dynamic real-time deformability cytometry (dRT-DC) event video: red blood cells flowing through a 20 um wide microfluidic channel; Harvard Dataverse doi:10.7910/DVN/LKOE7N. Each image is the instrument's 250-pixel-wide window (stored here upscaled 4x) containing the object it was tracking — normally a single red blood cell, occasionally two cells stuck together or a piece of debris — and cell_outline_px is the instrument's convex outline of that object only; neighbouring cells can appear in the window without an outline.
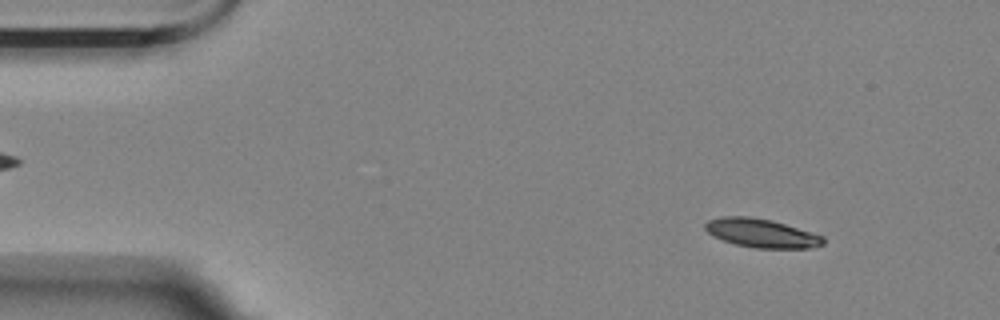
{"species": "Egyptian fruit bat (a non-hibernating species)", "species_latin": "Rousettus aegyptiacus", "temperature_condition": "room temperature", "stored_images_in_passage": 55, "camera_frame_rate_fps": 3000, "um_per_image_px": 0.085, "animal": {"sex": "female"}, "frame": {"image": 1, "passage_image": 4, "time_ms": 1.0, "image_size_px": [1000, 320], "cell_outline_px": [[824, 244], [812, 248], [756, 248], [736, 244], [712, 236], [704, 228], [704, 224], [708, 220], [720, 216], [748, 216], [772, 220], [812, 232], [824, 236]], "centroid_in_image_um": [64.72, 19.81], "position_along_channel_um": 20.3, "area_um2": 19.83}}
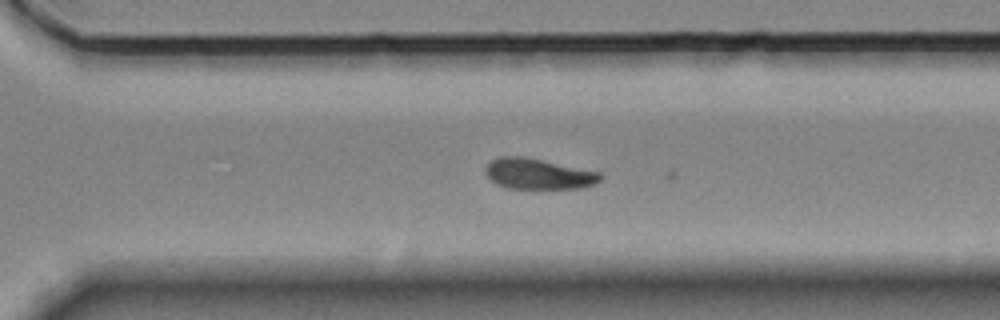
{"frame": {"image": 2, "passage_image": 37, "time_ms": 12.0, "image_size_px": [1000, 320], "cell_outline_px": [[604, 176], [596, 184], [580, 188], [508, 188], [496, 184], [484, 172], [484, 168], [492, 160], [500, 156], [524, 156], [600, 172]], "centroid_in_image_um": [45.77, 14.77], "position_along_channel_um": 324.8, "area_um2": 20.52}}
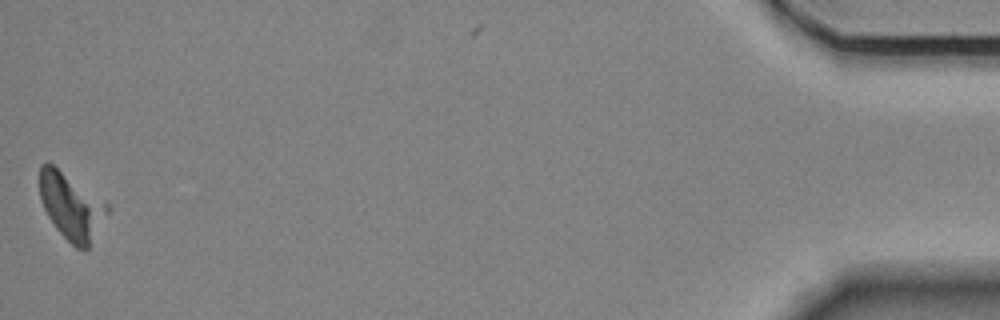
{"frame": {"image": 3, "passage_image": 54, "time_ms": 17.667, "image_size_px": [1000, 320], "cell_outline_px": [[112, 208], [88, 248], [84, 252], [76, 248], [56, 228], [48, 216], [40, 200], [40, 164], [52, 164], [108, 204]], "centroid_in_image_um": [6.08, 17.58], "position_along_channel_um": 429.1, "area_um2": 25.84}}